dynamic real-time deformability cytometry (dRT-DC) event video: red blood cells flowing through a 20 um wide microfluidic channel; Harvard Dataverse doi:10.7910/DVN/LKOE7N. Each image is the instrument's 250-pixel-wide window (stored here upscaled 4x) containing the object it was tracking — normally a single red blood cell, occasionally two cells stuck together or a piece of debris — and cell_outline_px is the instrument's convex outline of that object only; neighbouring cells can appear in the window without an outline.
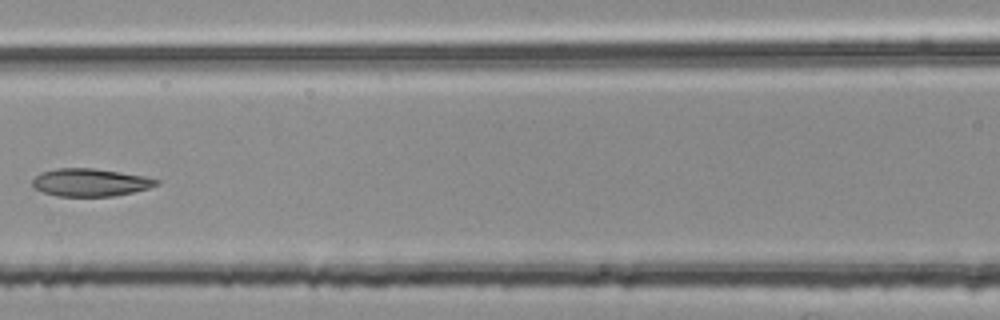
{"species": "common noctule bat (a hibernating species)", "species_latin": "Nyctalus noctula", "temperature_condition": "room temperature", "stored_images_in_passage": 7, "segment_of_instrument_passage": [2, 2], "camera_frame_rate_fps": 3000, "um_per_image_px": 0.085, "animal": {"sex": "female", "body_mass_g": 25.1}, "frame": {"image": 1, "passage_image": 6, "time_ms": 1.667, "image_size_px": [1000, 320], "cell_outline_px": [[160, 184], [148, 188], [132, 192], [112, 196], [56, 196], [44, 192], [36, 188], [32, 184], [32, 180], [40, 172], [56, 168], [92, 168], [144, 176], [160, 180]], "centroid_in_image_um": [7.66, 15.5], "position_along_channel_um": 158.9, "area_um2": 19.88}}
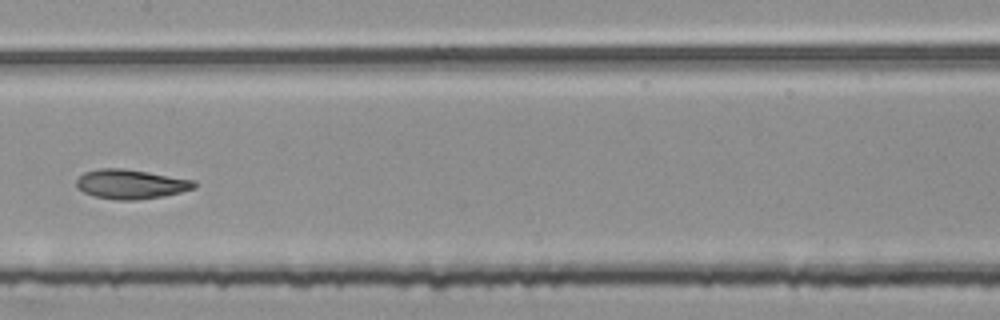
{"frame": {"image": 2, "passage_image": 7, "time_ms": 2.0, "image_size_px": [1000, 320], "cell_outline_px": [[196, 188], [164, 196], [136, 200], [116, 200], [96, 196], [84, 192], [76, 188], [76, 180], [84, 172], [100, 168], [124, 168], [196, 180]], "centroid_in_image_um": [11.13, 15.65], "position_along_channel_um": 196.3, "area_um2": 20.29}}